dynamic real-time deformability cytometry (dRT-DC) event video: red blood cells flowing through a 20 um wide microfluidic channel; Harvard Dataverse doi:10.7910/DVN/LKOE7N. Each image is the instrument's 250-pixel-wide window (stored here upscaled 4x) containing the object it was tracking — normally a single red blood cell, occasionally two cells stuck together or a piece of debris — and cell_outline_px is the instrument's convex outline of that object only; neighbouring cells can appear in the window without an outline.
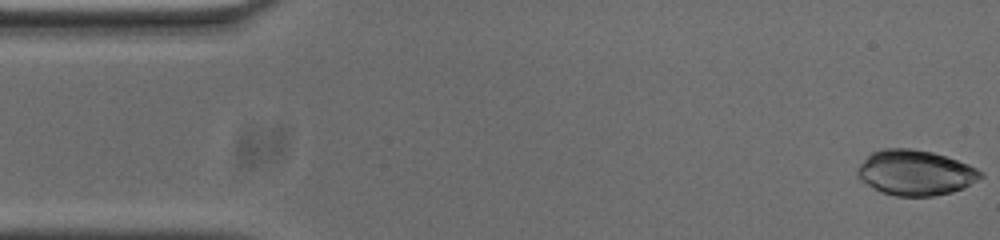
{"species": "common noctule bat (a hibernating species)", "species_latin": "Nyctalus noctula", "temperature_condition": "cold", "stored_images_in_passage": 54, "camera_frame_rate_fps": 3000, "um_per_image_px": 0.085, "animal": {"sex": "male", "body_mass_g": 20.0, "forearm_length_mm": 53.3}, "frame": {"image": 1, "passage_image": 1, "time_ms": 0.0, "image_size_px": [1000, 240], "cell_outline_px": [[984, 176], [964, 188], [952, 192], [932, 196], [896, 196], [880, 192], [860, 180], [856, 176], [856, 168], [872, 152], [884, 148], [912, 148], [932, 152], [968, 164], [984, 172]], "centroid_in_image_um": [77.79, 14.68], "position_along_channel_um": 7.2, "area_um2": 32.6}}
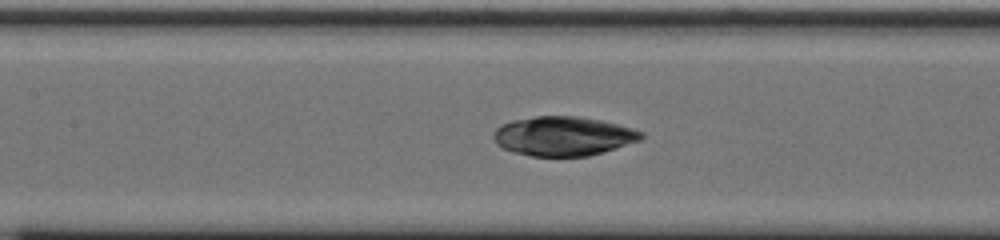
{"frame": {"image": 2, "passage_image": 23, "time_ms": 7.333, "image_size_px": [1000, 240], "cell_outline_px": [[644, 136], [640, 140], [588, 156], [532, 156], [512, 152], [496, 144], [492, 136], [496, 128], [512, 120], [536, 116], [576, 116], [600, 120], [632, 128], [644, 132]], "centroid_in_image_um": [47.85, 11.57], "position_along_channel_um": 159.5, "area_um2": 33.58}}